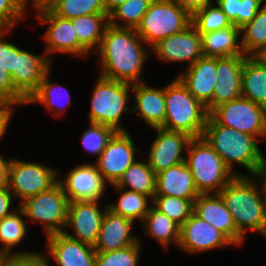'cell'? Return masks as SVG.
Here are the masks:
<instances>
[{"mask_svg":"<svg viewBox=\"0 0 266 266\" xmlns=\"http://www.w3.org/2000/svg\"><path fill=\"white\" fill-rule=\"evenodd\" d=\"M134 28L108 25L97 51L101 56V77L130 84L142 83L141 71L147 51Z\"/></svg>","mask_w":266,"mask_h":266,"instance_id":"6da1fadb","label":"cell"},{"mask_svg":"<svg viewBox=\"0 0 266 266\" xmlns=\"http://www.w3.org/2000/svg\"><path fill=\"white\" fill-rule=\"evenodd\" d=\"M201 137L220 155L231 172H235L234 163L247 168L252 177L262 171L264 156L257 137L221 126L210 115Z\"/></svg>","mask_w":266,"mask_h":266,"instance_id":"7a4b0ae2","label":"cell"},{"mask_svg":"<svg viewBox=\"0 0 266 266\" xmlns=\"http://www.w3.org/2000/svg\"><path fill=\"white\" fill-rule=\"evenodd\" d=\"M254 181L238 174L218 193L242 237L249 229L266 235L265 204Z\"/></svg>","mask_w":266,"mask_h":266,"instance_id":"3957f363","label":"cell"},{"mask_svg":"<svg viewBox=\"0 0 266 266\" xmlns=\"http://www.w3.org/2000/svg\"><path fill=\"white\" fill-rule=\"evenodd\" d=\"M165 106L166 115L162 129L184 132L193 138L202 136L209 112L178 77L165 86Z\"/></svg>","mask_w":266,"mask_h":266,"instance_id":"277c9868","label":"cell"},{"mask_svg":"<svg viewBox=\"0 0 266 266\" xmlns=\"http://www.w3.org/2000/svg\"><path fill=\"white\" fill-rule=\"evenodd\" d=\"M187 149L189 156L185 158V162L199 194H218L237 176L202 137L193 138Z\"/></svg>","mask_w":266,"mask_h":266,"instance_id":"5b68a950","label":"cell"},{"mask_svg":"<svg viewBox=\"0 0 266 266\" xmlns=\"http://www.w3.org/2000/svg\"><path fill=\"white\" fill-rule=\"evenodd\" d=\"M192 16L173 0H153L136 28L143 42L152 47L159 41L183 31Z\"/></svg>","mask_w":266,"mask_h":266,"instance_id":"8992f818","label":"cell"},{"mask_svg":"<svg viewBox=\"0 0 266 266\" xmlns=\"http://www.w3.org/2000/svg\"><path fill=\"white\" fill-rule=\"evenodd\" d=\"M132 84L99 77L93 90L90 123L113 128L116 132H126L119 125L124 112L128 111L127 102Z\"/></svg>","mask_w":266,"mask_h":266,"instance_id":"52a82bcc","label":"cell"},{"mask_svg":"<svg viewBox=\"0 0 266 266\" xmlns=\"http://www.w3.org/2000/svg\"><path fill=\"white\" fill-rule=\"evenodd\" d=\"M21 204L24 216L44 223L47 236L65 231L68 200L59 182Z\"/></svg>","mask_w":266,"mask_h":266,"instance_id":"ba28073f","label":"cell"},{"mask_svg":"<svg viewBox=\"0 0 266 266\" xmlns=\"http://www.w3.org/2000/svg\"><path fill=\"white\" fill-rule=\"evenodd\" d=\"M209 115L221 126L255 137L266 136V108L243 96L218 105Z\"/></svg>","mask_w":266,"mask_h":266,"instance_id":"9c48e42d","label":"cell"},{"mask_svg":"<svg viewBox=\"0 0 266 266\" xmlns=\"http://www.w3.org/2000/svg\"><path fill=\"white\" fill-rule=\"evenodd\" d=\"M58 180L56 169L36 162L10 160L7 186L21 202L50 189Z\"/></svg>","mask_w":266,"mask_h":266,"instance_id":"30bf717a","label":"cell"},{"mask_svg":"<svg viewBox=\"0 0 266 266\" xmlns=\"http://www.w3.org/2000/svg\"><path fill=\"white\" fill-rule=\"evenodd\" d=\"M135 150L132 138L127 131L116 132L94 164L105 181L110 182L111 185L116 184L135 162Z\"/></svg>","mask_w":266,"mask_h":266,"instance_id":"8fae6325","label":"cell"},{"mask_svg":"<svg viewBox=\"0 0 266 266\" xmlns=\"http://www.w3.org/2000/svg\"><path fill=\"white\" fill-rule=\"evenodd\" d=\"M97 202H68L66 226H71L75 235H70L66 231L63 233L72 239L94 247L106 212V209L100 211Z\"/></svg>","mask_w":266,"mask_h":266,"instance_id":"7c38bea8","label":"cell"},{"mask_svg":"<svg viewBox=\"0 0 266 266\" xmlns=\"http://www.w3.org/2000/svg\"><path fill=\"white\" fill-rule=\"evenodd\" d=\"M61 184L68 202L98 201L106 189V181L95 164H81L70 170Z\"/></svg>","mask_w":266,"mask_h":266,"instance_id":"4fadbf2b","label":"cell"},{"mask_svg":"<svg viewBox=\"0 0 266 266\" xmlns=\"http://www.w3.org/2000/svg\"><path fill=\"white\" fill-rule=\"evenodd\" d=\"M155 130L158 132V136L148 152L147 162L157 174L185 161V157L181 153L184 148H188L193 137L184 132L167 131L162 128H155Z\"/></svg>","mask_w":266,"mask_h":266,"instance_id":"5bb4252c","label":"cell"},{"mask_svg":"<svg viewBox=\"0 0 266 266\" xmlns=\"http://www.w3.org/2000/svg\"><path fill=\"white\" fill-rule=\"evenodd\" d=\"M51 59L33 55L16 47L15 69L10 74L14 88L26 99L38 89L45 75L50 72Z\"/></svg>","mask_w":266,"mask_h":266,"instance_id":"9a60e30c","label":"cell"},{"mask_svg":"<svg viewBox=\"0 0 266 266\" xmlns=\"http://www.w3.org/2000/svg\"><path fill=\"white\" fill-rule=\"evenodd\" d=\"M247 55L216 58V78L212 100L206 105L210 113L218 105L242 96L241 73Z\"/></svg>","mask_w":266,"mask_h":266,"instance_id":"2e32d148","label":"cell"},{"mask_svg":"<svg viewBox=\"0 0 266 266\" xmlns=\"http://www.w3.org/2000/svg\"><path fill=\"white\" fill-rule=\"evenodd\" d=\"M152 48L162 60L189 61V66L204 56L201 35L192 23L183 31L159 41Z\"/></svg>","mask_w":266,"mask_h":266,"instance_id":"e0dca14e","label":"cell"},{"mask_svg":"<svg viewBox=\"0 0 266 266\" xmlns=\"http://www.w3.org/2000/svg\"><path fill=\"white\" fill-rule=\"evenodd\" d=\"M38 19L49 25L44 34L47 43L45 54L52 52L71 53L86 58L88 52L79 44L77 35L70 19H64L53 14L48 8L38 10Z\"/></svg>","mask_w":266,"mask_h":266,"instance_id":"ac0fdd59","label":"cell"},{"mask_svg":"<svg viewBox=\"0 0 266 266\" xmlns=\"http://www.w3.org/2000/svg\"><path fill=\"white\" fill-rule=\"evenodd\" d=\"M233 244L222 232L194 213L180 226L179 245L191 252H204Z\"/></svg>","mask_w":266,"mask_h":266,"instance_id":"d6986e66","label":"cell"},{"mask_svg":"<svg viewBox=\"0 0 266 266\" xmlns=\"http://www.w3.org/2000/svg\"><path fill=\"white\" fill-rule=\"evenodd\" d=\"M193 213L222 232L233 245L243 243V237L219 194H199L194 201Z\"/></svg>","mask_w":266,"mask_h":266,"instance_id":"ffe728a7","label":"cell"},{"mask_svg":"<svg viewBox=\"0 0 266 266\" xmlns=\"http://www.w3.org/2000/svg\"><path fill=\"white\" fill-rule=\"evenodd\" d=\"M48 252L58 266H95L93 246L72 239L64 233L47 236Z\"/></svg>","mask_w":266,"mask_h":266,"instance_id":"44dd1931","label":"cell"},{"mask_svg":"<svg viewBox=\"0 0 266 266\" xmlns=\"http://www.w3.org/2000/svg\"><path fill=\"white\" fill-rule=\"evenodd\" d=\"M133 222L130 218L115 214L106 207L98 239L94 245L95 251H114L137 243L139 240L131 233Z\"/></svg>","mask_w":266,"mask_h":266,"instance_id":"7402d4cb","label":"cell"},{"mask_svg":"<svg viewBox=\"0 0 266 266\" xmlns=\"http://www.w3.org/2000/svg\"><path fill=\"white\" fill-rule=\"evenodd\" d=\"M188 91L205 106L212 100L216 78V58L201 57L178 76Z\"/></svg>","mask_w":266,"mask_h":266,"instance_id":"603a6c76","label":"cell"},{"mask_svg":"<svg viewBox=\"0 0 266 266\" xmlns=\"http://www.w3.org/2000/svg\"><path fill=\"white\" fill-rule=\"evenodd\" d=\"M136 103L130 112L137 111L145 124L161 128L165 122V88L154 89L145 82L132 84Z\"/></svg>","mask_w":266,"mask_h":266,"instance_id":"cb8c5ba5","label":"cell"},{"mask_svg":"<svg viewBox=\"0 0 266 266\" xmlns=\"http://www.w3.org/2000/svg\"><path fill=\"white\" fill-rule=\"evenodd\" d=\"M155 195L196 199L199 195L186 162L162 170L156 174Z\"/></svg>","mask_w":266,"mask_h":266,"instance_id":"d4e9b609","label":"cell"},{"mask_svg":"<svg viewBox=\"0 0 266 266\" xmlns=\"http://www.w3.org/2000/svg\"><path fill=\"white\" fill-rule=\"evenodd\" d=\"M240 34V28L234 25L210 33H200L203 55L213 58L245 55L242 45L238 44Z\"/></svg>","mask_w":266,"mask_h":266,"instance_id":"484cf974","label":"cell"},{"mask_svg":"<svg viewBox=\"0 0 266 266\" xmlns=\"http://www.w3.org/2000/svg\"><path fill=\"white\" fill-rule=\"evenodd\" d=\"M241 94L266 108V66L247 56L241 73Z\"/></svg>","mask_w":266,"mask_h":266,"instance_id":"4316f807","label":"cell"},{"mask_svg":"<svg viewBox=\"0 0 266 266\" xmlns=\"http://www.w3.org/2000/svg\"><path fill=\"white\" fill-rule=\"evenodd\" d=\"M79 44L89 53L95 46L98 49L109 18L106 13H95L71 19Z\"/></svg>","mask_w":266,"mask_h":266,"instance_id":"83f0119b","label":"cell"},{"mask_svg":"<svg viewBox=\"0 0 266 266\" xmlns=\"http://www.w3.org/2000/svg\"><path fill=\"white\" fill-rule=\"evenodd\" d=\"M20 215H24V212L19 207L7 217L0 220V241L3 244L0 248V258L7 256H28L36 253L32 252H13L11 254V248L19 244L24 239L27 226Z\"/></svg>","mask_w":266,"mask_h":266,"instance_id":"f1b7e54d","label":"cell"},{"mask_svg":"<svg viewBox=\"0 0 266 266\" xmlns=\"http://www.w3.org/2000/svg\"><path fill=\"white\" fill-rule=\"evenodd\" d=\"M125 189L128 185L129 191L138 192L154 198L156 193V173L148 162L135 161L115 184Z\"/></svg>","mask_w":266,"mask_h":266,"instance_id":"f546056e","label":"cell"},{"mask_svg":"<svg viewBox=\"0 0 266 266\" xmlns=\"http://www.w3.org/2000/svg\"><path fill=\"white\" fill-rule=\"evenodd\" d=\"M143 223L146 232L165 248L170 245V242L179 245L180 226L153 206L150 207Z\"/></svg>","mask_w":266,"mask_h":266,"instance_id":"4dcf8cb0","label":"cell"},{"mask_svg":"<svg viewBox=\"0 0 266 266\" xmlns=\"http://www.w3.org/2000/svg\"><path fill=\"white\" fill-rule=\"evenodd\" d=\"M112 186L120 191L122 195H120L119 203L108 205V209L115 214L130 218L133 221L136 220V218L143 221L150 209L148 205V199H150V197L138 192L124 191L123 188L117 187L115 184Z\"/></svg>","mask_w":266,"mask_h":266,"instance_id":"1f68e13d","label":"cell"},{"mask_svg":"<svg viewBox=\"0 0 266 266\" xmlns=\"http://www.w3.org/2000/svg\"><path fill=\"white\" fill-rule=\"evenodd\" d=\"M48 9L58 17L70 20L89 14L106 13L104 0H56Z\"/></svg>","mask_w":266,"mask_h":266,"instance_id":"d6a6232c","label":"cell"},{"mask_svg":"<svg viewBox=\"0 0 266 266\" xmlns=\"http://www.w3.org/2000/svg\"><path fill=\"white\" fill-rule=\"evenodd\" d=\"M240 32H244L241 45L245 55L251 56L266 45V4L249 23L240 28Z\"/></svg>","mask_w":266,"mask_h":266,"instance_id":"836d02e7","label":"cell"},{"mask_svg":"<svg viewBox=\"0 0 266 266\" xmlns=\"http://www.w3.org/2000/svg\"><path fill=\"white\" fill-rule=\"evenodd\" d=\"M195 199H182L174 196L155 195L153 207L181 226L194 211Z\"/></svg>","mask_w":266,"mask_h":266,"instance_id":"e575fe53","label":"cell"},{"mask_svg":"<svg viewBox=\"0 0 266 266\" xmlns=\"http://www.w3.org/2000/svg\"><path fill=\"white\" fill-rule=\"evenodd\" d=\"M153 0H127L115 8L109 15V25L118 28H134L140 24L142 17L147 12ZM123 19L124 25H119L115 20Z\"/></svg>","mask_w":266,"mask_h":266,"instance_id":"d590c367","label":"cell"},{"mask_svg":"<svg viewBox=\"0 0 266 266\" xmlns=\"http://www.w3.org/2000/svg\"><path fill=\"white\" fill-rule=\"evenodd\" d=\"M212 5L208 4L192 15L191 23L199 33H210L233 25L218 5Z\"/></svg>","mask_w":266,"mask_h":266,"instance_id":"8d00e7d4","label":"cell"},{"mask_svg":"<svg viewBox=\"0 0 266 266\" xmlns=\"http://www.w3.org/2000/svg\"><path fill=\"white\" fill-rule=\"evenodd\" d=\"M48 75L49 72L45 75L44 79L39 84L38 89L29 97L26 104L38 102L44 104L49 111H53L55 112V114H60V112H62V109H65L66 106H69V104H71L70 96L69 98H67V100L64 101V99H66L64 97H66L68 93L64 92L63 94H61L62 92L60 89L63 86H60V88H58V84L54 85L49 83ZM53 99L57 100L55 102L60 103V101H64V103L66 102V104H59V106L57 104L55 105V102L53 103Z\"/></svg>","mask_w":266,"mask_h":266,"instance_id":"74e56055","label":"cell"},{"mask_svg":"<svg viewBox=\"0 0 266 266\" xmlns=\"http://www.w3.org/2000/svg\"><path fill=\"white\" fill-rule=\"evenodd\" d=\"M140 241L122 249L96 252L95 266H137Z\"/></svg>","mask_w":266,"mask_h":266,"instance_id":"f35d334b","label":"cell"},{"mask_svg":"<svg viewBox=\"0 0 266 266\" xmlns=\"http://www.w3.org/2000/svg\"><path fill=\"white\" fill-rule=\"evenodd\" d=\"M115 133L116 131L109 126L90 123L89 129L82 134V144L87 151L99 157Z\"/></svg>","mask_w":266,"mask_h":266,"instance_id":"ab89813d","label":"cell"},{"mask_svg":"<svg viewBox=\"0 0 266 266\" xmlns=\"http://www.w3.org/2000/svg\"><path fill=\"white\" fill-rule=\"evenodd\" d=\"M28 0H0V28H13L26 11Z\"/></svg>","mask_w":266,"mask_h":266,"instance_id":"60d3db41","label":"cell"},{"mask_svg":"<svg viewBox=\"0 0 266 266\" xmlns=\"http://www.w3.org/2000/svg\"><path fill=\"white\" fill-rule=\"evenodd\" d=\"M27 100L14 88L11 75L0 65V104L24 105Z\"/></svg>","mask_w":266,"mask_h":266,"instance_id":"b9f144b4","label":"cell"},{"mask_svg":"<svg viewBox=\"0 0 266 266\" xmlns=\"http://www.w3.org/2000/svg\"><path fill=\"white\" fill-rule=\"evenodd\" d=\"M8 31L10 28H0V65L11 74L15 69L16 45L1 40Z\"/></svg>","mask_w":266,"mask_h":266,"instance_id":"7bdbcfd3","label":"cell"},{"mask_svg":"<svg viewBox=\"0 0 266 266\" xmlns=\"http://www.w3.org/2000/svg\"><path fill=\"white\" fill-rule=\"evenodd\" d=\"M45 255L36 253L28 256H7L0 258V266H49Z\"/></svg>","mask_w":266,"mask_h":266,"instance_id":"ee69618b","label":"cell"},{"mask_svg":"<svg viewBox=\"0 0 266 266\" xmlns=\"http://www.w3.org/2000/svg\"><path fill=\"white\" fill-rule=\"evenodd\" d=\"M265 0H239L238 28L249 23L260 10Z\"/></svg>","mask_w":266,"mask_h":266,"instance_id":"f6af8a7d","label":"cell"},{"mask_svg":"<svg viewBox=\"0 0 266 266\" xmlns=\"http://www.w3.org/2000/svg\"><path fill=\"white\" fill-rule=\"evenodd\" d=\"M216 4L227 15L230 22L238 27L239 0H216Z\"/></svg>","mask_w":266,"mask_h":266,"instance_id":"bcb514c9","label":"cell"},{"mask_svg":"<svg viewBox=\"0 0 266 266\" xmlns=\"http://www.w3.org/2000/svg\"><path fill=\"white\" fill-rule=\"evenodd\" d=\"M13 194L8 186L0 187V220L12 213L10 209Z\"/></svg>","mask_w":266,"mask_h":266,"instance_id":"7dc6e473","label":"cell"},{"mask_svg":"<svg viewBox=\"0 0 266 266\" xmlns=\"http://www.w3.org/2000/svg\"><path fill=\"white\" fill-rule=\"evenodd\" d=\"M191 16L198 10L202 9L208 4L213 3L211 0H173Z\"/></svg>","mask_w":266,"mask_h":266,"instance_id":"c3c4849f","label":"cell"},{"mask_svg":"<svg viewBox=\"0 0 266 266\" xmlns=\"http://www.w3.org/2000/svg\"><path fill=\"white\" fill-rule=\"evenodd\" d=\"M13 106L10 104H0V138L3 137L11 115L13 114Z\"/></svg>","mask_w":266,"mask_h":266,"instance_id":"681fc988","label":"cell"},{"mask_svg":"<svg viewBox=\"0 0 266 266\" xmlns=\"http://www.w3.org/2000/svg\"><path fill=\"white\" fill-rule=\"evenodd\" d=\"M10 160L6 161L0 156V187L8 184V168Z\"/></svg>","mask_w":266,"mask_h":266,"instance_id":"f907efd6","label":"cell"},{"mask_svg":"<svg viewBox=\"0 0 266 266\" xmlns=\"http://www.w3.org/2000/svg\"><path fill=\"white\" fill-rule=\"evenodd\" d=\"M251 57L255 59L259 64L266 66V45L260 47L251 55Z\"/></svg>","mask_w":266,"mask_h":266,"instance_id":"816d5d0a","label":"cell"},{"mask_svg":"<svg viewBox=\"0 0 266 266\" xmlns=\"http://www.w3.org/2000/svg\"><path fill=\"white\" fill-rule=\"evenodd\" d=\"M127 0H104L106 14L109 15L119 5L125 3Z\"/></svg>","mask_w":266,"mask_h":266,"instance_id":"f5cc1de1","label":"cell"},{"mask_svg":"<svg viewBox=\"0 0 266 266\" xmlns=\"http://www.w3.org/2000/svg\"><path fill=\"white\" fill-rule=\"evenodd\" d=\"M55 1L56 0H33V3H34L33 5L35 9L41 10V9L48 8Z\"/></svg>","mask_w":266,"mask_h":266,"instance_id":"db71d44e","label":"cell"},{"mask_svg":"<svg viewBox=\"0 0 266 266\" xmlns=\"http://www.w3.org/2000/svg\"><path fill=\"white\" fill-rule=\"evenodd\" d=\"M255 179L258 178H261V179H264L263 180V193L265 194L264 197H263V201H264V204H265V209H266V175H264L262 172H259L256 176H253Z\"/></svg>","mask_w":266,"mask_h":266,"instance_id":"11a10c76","label":"cell"},{"mask_svg":"<svg viewBox=\"0 0 266 266\" xmlns=\"http://www.w3.org/2000/svg\"><path fill=\"white\" fill-rule=\"evenodd\" d=\"M264 175H266V159L264 158L263 161V167H262V171H261Z\"/></svg>","mask_w":266,"mask_h":266,"instance_id":"9f6ffc18","label":"cell"}]
</instances>
